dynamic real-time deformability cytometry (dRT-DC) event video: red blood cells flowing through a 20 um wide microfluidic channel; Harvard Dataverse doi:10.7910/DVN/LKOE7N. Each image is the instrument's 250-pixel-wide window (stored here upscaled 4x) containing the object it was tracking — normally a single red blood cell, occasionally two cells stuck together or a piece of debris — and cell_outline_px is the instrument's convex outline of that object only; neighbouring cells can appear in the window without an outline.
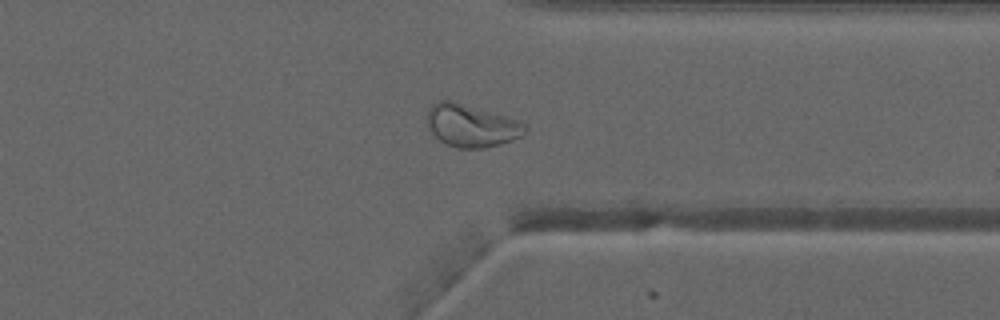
{"species": "common noctule bat (a hibernating species)", "species_latin": "Nyctalus noctula", "temperature_condition": "warm", "stored_images_in_passage": 47, "camera_frame_rate_fps": 3000, "um_per_image_px": 0.085, "animal": {"sex": "male", "forearm_length_mm": 52.5}, "frame": {"image": 1, "passage_image": 36, "time_ms": 11.667, "image_size_px": [1000, 320], "cell_outline_px": [[528, 128], [520, 136], [512, 140], [500, 144], [484, 148], [456, 148], [440, 140], [428, 128], [428, 108], [432, 104], [440, 100], [452, 100], [520, 120]], "centroid_in_image_um": [40.07, 10.67], "position_along_channel_um": 371.3, "area_um2": 24.16}}
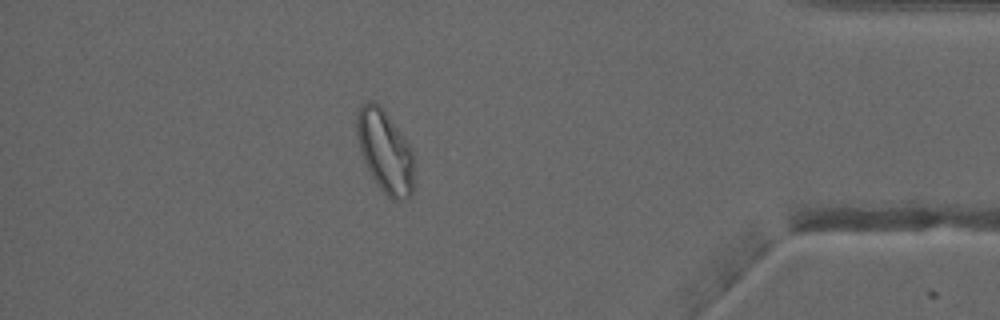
{"frame": {"image": 2, "passage_image": 41, "time_ms": 13.333, "image_size_px": [1000, 320], "cell_outline_px": [[412, 196], [404, 200], [392, 200], [376, 184], [364, 160], [360, 148], [356, 132], [356, 116], [360, 104], [368, 100], [372, 100], [380, 104], [412, 148]], "centroid_in_image_um": [32.71, 12.83], "position_along_channel_um": 402.5, "area_um2": 27.4}, "authors_computed_cell_mechanics": {"area_um2": 27.1082, "velocity_mm_per_s": 4.0347, "shape_relaxation_time_tau1_ms": null, "shape_relaxation_time_tau2_ms": 1.0969, "deformation_change_tau1": null, "deformation_change_tau2": 0.0701}}